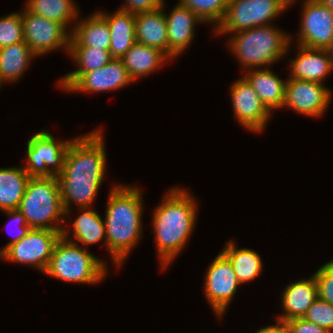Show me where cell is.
I'll list each match as a JSON object with an SVG mask.
<instances>
[{
  "mask_svg": "<svg viewBox=\"0 0 333 333\" xmlns=\"http://www.w3.org/2000/svg\"><path fill=\"white\" fill-rule=\"evenodd\" d=\"M74 0H28L25 8L36 15L62 24L67 30L79 15Z\"/></svg>",
  "mask_w": 333,
  "mask_h": 333,
  "instance_id": "f1b7e54d",
  "label": "cell"
},
{
  "mask_svg": "<svg viewBox=\"0 0 333 333\" xmlns=\"http://www.w3.org/2000/svg\"><path fill=\"white\" fill-rule=\"evenodd\" d=\"M297 44L310 49H327L333 37V11L320 0L302 3Z\"/></svg>",
  "mask_w": 333,
  "mask_h": 333,
  "instance_id": "7c38bea8",
  "label": "cell"
},
{
  "mask_svg": "<svg viewBox=\"0 0 333 333\" xmlns=\"http://www.w3.org/2000/svg\"><path fill=\"white\" fill-rule=\"evenodd\" d=\"M297 57L289 60V78L314 81L324 84L333 70V61L327 49H310L297 46Z\"/></svg>",
  "mask_w": 333,
  "mask_h": 333,
  "instance_id": "e0dca14e",
  "label": "cell"
},
{
  "mask_svg": "<svg viewBox=\"0 0 333 333\" xmlns=\"http://www.w3.org/2000/svg\"><path fill=\"white\" fill-rule=\"evenodd\" d=\"M281 303L284 313L276 319L288 321L294 318H303L310 306L318 298L317 284L312 275L309 279L290 283L281 294Z\"/></svg>",
  "mask_w": 333,
  "mask_h": 333,
  "instance_id": "ac0fdd59",
  "label": "cell"
},
{
  "mask_svg": "<svg viewBox=\"0 0 333 333\" xmlns=\"http://www.w3.org/2000/svg\"><path fill=\"white\" fill-rule=\"evenodd\" d=\"M18 210L30 228L62 232L66 218L57 177H30Z\"/></svg>",
  "mask_w": 333,
  "mask_h": 333,
  "instance_id": "5b68a950",
  "label": "cell"
},
{
  "mask_svg": "<svg viewBox=\"0 0 333 333\" xmlns=\"http://www.w3.org/2000/svg\"><path fill=\"white\" fill-rule=\"evenodd\" d=\"M296 0H290L289 1V7L292 6V4L295 2Z\"/></svg>",
  "mask_w": 333,
  "mask_h": 333,
  "instance_id": "ab89813d",
  "label": "cell"
},
{
  "mask_svg": "<svg viewBox=\"0 0 333 333\" xmlns=\"http://www.w3.org/2000/svg\"><path fill=\"white\" fill-rule=\"evenodd\" d=\"M81 214L76 218L73 226V236L70 237V232L63 229L62 236L74 243L79 242V245L96 244L104 239L106 247V225L100 214L91 207L78 208Z\"/></svg>",
  "mask_w": 333,
  "mask_h": 333,
  "instance_id": "d4e9b609",
  "label": "cell"
},
{
  "mask_svg": "<svg viewBox=\"0 0 333 333\" xmlns=\"http://www.w3.org/2000/svg\"><path fill=\"white\" fill-rule=\"evenodd\" d=\"M320 1L333 11V0H320Z\"/></svg>",
  "mask_w": 333,
  "mask_h": 333,
  "instance_id": "74e56055",
  "label": "cell"
},
{
  "mask_svg": "<svg viewBox=\"0 0 333 333\" xmlns=\"http://www.w3.org/2000/svg\"><path fill=\"white\" fill-rule=\"evenodd\" d=\"M30 176L21 167L0 168V210L18 209Z\"/></svg>",
  "mask_w": 333,
  "mask_h": 333,
  "instance_id": "4316f807",
  "label": "cell"
},
{
  "mask_svg": "<svg viewBox=\"0 0 333 333\" xmlns=\"http://www.w3.org/2000/svg\"><path fill=\"white\" fill-rule=\"evenodd\" d=\"M179 3L189 8L203 22L216 25L215 29L225 16L229 0H179Z\"/></svg>",
  "mask_w": 333,
  "mask_h": 333,
  "instance_id": "f546056e",
  "label": "cell"
},
{
  "mask_svg": "<svg viewBox=\"0 0 333 333\" xmlns=\"http://www.w3.org/2000/svg\"><path fill=\"white\" fill-rule=\"evenodd\" d=\"M303 318L333 333V306L328 302L317 298Z\"/></svg>",
  "mask_w": 333,
  "mask_h": 333,
  "instance_id": "1f68e13d",
  "label": "cell"
},
{
  "mask_svg": "<svg viewBox=\"0 0 333 333\" xmlns=\"http://www.w3.org/2000/svg\"><path fill=\"white\" fill-rule=\"evenodd\" d=\"M244 77L271 113L283 108L287 81L281 80L270 68L249 69Z\"/></svg>",
  "mask_w": 333,
  "mask_h": 333,
  "instance_id": "ffe728a7",
  "label": "cell"
},
{
  "mask_svg": "<svg viewBox=\"0 0 333 333\" xmlns=\"http://www.w3.org/2000/svg\"><path fill=\"white\" fill-rule=\"evenodd\" d=\"M290 0H229L216 35L233 34L257 26H267L289 8Z\"/></svg>",
  "mask_w": 333,
  "mask_h": 333,
  "instance_id": "52a82bcc",
  "label": "cell"
},
{
  "mask_svg": "<svg viewBox=\"0 0 333 333\" xmlns=\"http://www.w3.org/2000/svg\"><path fill=\"white\" fill-rule=\"evenodd\" d=\"M327 51L329 53V56L332 58L333 61V37L330 46L327 48Z\"/></svg>",
  "mask_w": 333,
  "mask_h": 333,
  "instance_id": "f35d334b",
  "label": "cell"
},
{
  "mask_svg": "<svg viewBox=\"0 0 333 333\" xmlns=\"http://www.w3.org/2000/svg\"><path fill=\"white\" fill-rule=\"evenodd\" d=\"M130 78L134 81L140 77L153 74L154 70L171 59L160 49L135 42L120 58Z\"/></svg>",
  "mask_w": 333,
  "mask_h": 333,
  "instance_id": "603a6c76",
  "label": "cell"
},
{
  "mask_svg": "<svg viewBox=\"0 0 333 333\" xmlns=\"http://www.w3.org/2000/svg\"><path fill=\"white\" fill-rule=\"evenodd\" d=\"M107 271L106 262L87 251V247L61 236L44 273L65 282L99 284Z\"/></svg>",
  "mask_w": 333,
  "mask_h": 333,
  "instance_id": "8992f818",
  "label": "cell"
},
{
  "mask_svg": "<svg viewBox=\"0 0 333 333\" xmlns=\"http://www.w3.org/2000/svg\"><path fill=\"white\" fill-rule=\"evenodd\" d=\"M75 25V26H74ZM71 31L69 47L110 48V31L106 20L95 12L87 19L76 21Z\"/></svg>",
  "mask_w": 333,
  "mask_h": 333,
  "instance_id": "7402d4cb",
  "label": "cell"
},
{
  "mask_svg": "<svg viewBox=\"0 0 333 333\" xmlns=\"http://www.w3.org/2000/svg\"><path fill=\"white\" fill-rule=\"evenodd\" d=\"M313 275L317 284L318 298L333 306V260L319 267Z\"/></svg>",
  "mask_w": 333,
  "mask_h": 333,
  "instance_id": "d6a6232c",
  "label": "cell"
},
{
  "mask_svg": "<svg viewBox=\"0 0 333 333\" xmlns=\"http://www.w3.org/2000/svg\"><path fill=\"white\" fill-rule=\"evenodd\" d=\"M68 56L78 68L58 80V87L63 91H67L84 73L104 67L113 59L110 50L96 47H69Z\"/></svg>",
  "mask_w": 333,
  "mask_h": 333,
  "instance_id": "cb8c5ba5",
  "label": "cell"
},
{
  "mask_svg": "<svg viewBox=\"0 0 333 333\" xmlns=\"http://www.w3.org/2000/svg\"><path fill=\"white\" fill-rule=\"evenodd\" d=\"M289 333H330L327 329L320 327L304 318H294L286 321Z\"/></svg>",
  "mask_w": 333,
  "mask_h": 333,
  "instance_id": "d590c367",
  "label": "cell"
},
{
  "mask_svg": "<svg viewBox=\"0 0 333 333\" xmlns=\"http://www.w3.org/2000/svg\"><path fill=\"white\" fill-rule=\"evenodd\" d=\"M5 212L8 217H10L12 220L10 222H13L12 225L16 226L17 225V232L15 233L14 237L12 240H10L3 248L0 250V254L10 245L18 242L22 237H24L29 231L30 227L27 225L24 216L22 213L18 210H9V211H3ZM16 224V225H15ZM8 227V226H7Z\"/></svg>",
  "mask_w": 333,
  "mask_h": 333,
  "instance_id": "836d02e7",
  "label": "cell"
},
{
  "mask_svg": "<svg viewBox=\"0 0 333 333\" xmlns=\"http://www.w3.org/2000/svg\"><path fill=\"white\" fill-rule=\"evenodd\" d=\"M136 186L114 185L106 206V248L120 267L142 234L143 197Z\"/></svg>",
  "mask_w": 333,
  "mask_h": 333,
  "instance_id": "3957f363",
  "label": "cell"
},
{
  "mask_svg": "<svg viewBox=\"0 0 333 333\" xmlns=\"http://www.w3.org/2000/svg\"><path fill=\"white\" fill-rule=\"evenodd\" d=\"M102 130L71 140L62 172L57 176L65 216L74 203L78 208L92 207L106 171V150Z\"/></svg>",
  "mask_w": 333,
  "mask_h": 333,
  "instance_id": "6da1fadb",
  "label": "cell"
},
{
  "mask_svg": "<svg viewBox=\"0 0 333 333\" xmlns=\"http://www.w3.org/2000/svg\"><path fill=\"white\" fill-rule=\"evenodd\" d=\"M234 117L249 131L260 133L268 124L271 112L261 102L245 77L233 82L230 88Z\"/></svg>",
  "mask_w": 333,
  "mask_h": 333,
  "instance_id": "5bb4252c",
  "label": "cell"
},
{
  "mask_svg": "<svg viewBox=\"0 0 333 333\" xmlns=\"http://www.w3.org/2000/svg\"><path fill=\"white\" fill-rule=\"evenodd\" d=\"M221 252L231 262L240 284L253 281L263 269L261 256L247 248H237L234 241H228Z\"/></svg>",
  "mask_w": 333,
  "mask_h": 333,
  "instance_id": "83f0119b",
  "label": "cell"
},
{
  "mask_svg": "<svg viewBox=\"0 0 333 333\" xmlns=\"http://www.w3.org/2000/svg\"><path fill=\"white\" fill-rule=\"evenodd\" d=\"M205 275V297L218 319L222 318L240 283L231 262L222 252L208 266Z\"/></svg>",
  "mask_w": 333,
  "mask_h": 333,
  "instance_id": "8fae6325",
  "label": "cell"
},
{
  "mask_svg": "<svg viewBox=\"0 0 333 333\" xmlns=\"http://www.w3.org/2000/svg\"><path fill=\"white\" fill-rule=\"evenodd\" d=\"M24 41L21 12L0 18V48Z\"/></svg>",
  "mask_w": 333,
  "mask_h": 333,
  "instance_id": "4dcf8cb0",
  "label": "cell"
},
{
  "mask_svg": "<svg viewBox=\"0 0 333 333\" xmlns=\"http://www.w3.org/2000/svg\"><path fill=\"white\" fill-rule=\"evenodd\" d=\"M70 140H57L48 131L34 134L27 142L26 163L22 166L30 177H57L63 170Z\"/></svg>",
  "mask_w": 333,
  "mask_h": 333,
  "instance_id": "ba28073f",
  "label": "cell"
},
{
  "mask_svg": "<svg viewBox=\"0 0 333 333\" xmlns=\"http://www.w3.org/2000/svg\"><path fill=\"white\" fill-rule=\"evenodd\" d=\"M168 34V57L175 59L188 48L194 38L195 24L204 23L189 8L180 3L165 14Z\"/></svg>",
  "mask_w": 333,
  "mask_h": 333,
  "instance_id": "2e32d148",
  "label": "cell"
},
{
  "mask_svg": "<svg viewBox=\"0 0 333 333\" xmlns=\"http://www.w3.org/2000/svg\"><path fill=\"white\" fill-rule=\"evenodd\" d=\"M197 203L184 188H171L154 209L152 228L159 264L166 269L185 248L197 221Z\"/></svg>",
  "mask_w": 333,
  "mask_h": 333,
  "instance_id": "7a4b0ae2",
  "label": "cell"
},
{
  "mask_svg": "<svg viewBox=\"0 0 333 333\" xmlns=\"http://www.w3.org/2000/svg\"><path fill=\"white\" fill-rule=\"evenodd\" d=\"M134 82L122 61L113 58L104 67L84 73L67 92H106L120 90Z\"/></svg>",
  "mask_w": 333,
  "mask_h": 333,
  "instance_id": "9a60e30c",
  "label": "cell"
},
{
  "mask_svg": "<svg viewBox=\"0 0 333 333\" xmlns=\"http://www.w3.org/2000/svg\"><path fill=\"white\" fill-rule=\"evenodd\" d=\"M164 0H125L124 5L119 8L131 13L154 11L163 7Z\"/></svg>",
  "mask_w": 333,
  "mask_h": 333,
  "instance_id": "e575fe53",
  "label": "cell"
},
{
  "mask_svg": "<svg viewBox=\"0 0 333 333\" xmlns=\"http://www.w3.org/2000/svg\"><path fill=\"white\" fill-rule=\"evenodd\" d=\"M284 107L317 118L325 114L332 98L330 89L319 82L300 79H286Z\"/></svg>",
  "mask_w": 333,
  "mask_h": 333,
  "instance_id": "4fadbf2b",
  "label": "cell"
},
{
  "mask_svg": "<svg viewBox=\"0 0 333 333\" xmlns=\"http://www.w3.org/2000/svg\"><path fill=\"white\" fill-rule=\"evenodd\" d=\"M229 39L230 50L243 68H267L284 57L291 44V35L275 25L257 26L238 31Z\"/></svg>",
  "mask_w": 333,
  "mask_h": 333,
  "instance_id": "277c9868",
  "label": "cell"
},
{
  "mask_svg": "<svg viewBox=\"0 0 333 333\" xmlns=\"http://www.w3.org/2000/svg\"><path fill=\"white\" fill-rule=\"evenodd\" d=\"M97 12L109 25L111 56L120 59L136 42L135 14L121 9L113 14Z\"/></svg>",
  "mask_w": 333,
  "mask_h": 333,
  "instance_id": "44dd1931",
  "label": "cell"
},
{
  "mask_svg": "<svg viewBox=\"0 0 333 333\" xmlns=\"http://www.w3.org/2000/svg\"><path fill=\"white\" fill-rule=\"evenodd\" d=\"M62 232L31 228L18 242L8 246L0 259L33 266L45 272Z\"/></svg>",
  "mask_w": 333,
  "mask_h": 333,
  "instance_id": "9c48e42d",
  "label": "cell"
},
{
  "mask_svg": "<svg viewBox=\"0 0 333 333\" xmlns=\"http://www.w3.org/2000/svg\"><path fill=\"white\" fill-rule=\"evenodd\" d=\"M277 324L258 329L255 333H289L286 322L276 319Z\"/></svg>",
  "mask_w": 333,
  "mask_h": 333,
  "instance_id": "8d00e7d4",
  "label": "cell"
},
{
  "mask_svg": "<svg viewBox=\"0 0 333 333\" xmlns=\"http://www.w3.org/2000/svg\"><path fill=\"white\" fill-rule=\"evenodd\" d=\"M36 57L24 41L0 48V87L20 79Z\"/></svg>",
  "mask_w": 333,
  "mask_h": 333,
  "instance_id": "484cf974",
  "label": "cell"
},
{
  "mask_svg": "<svg viewBox=\"0 0 333 333\" xmlns=\"http://www.w3.org/2000/svg\"><path fill=\"white\" fill-rule=\"evenodd\" d=\"M154 11L135 14L136 42L160 49L168 56L167 23L164 15L165 5Z\"/></svg>",
  "mask_w": 333,
  "mask_h": 333,
  "instance_id": "d6986e66",
  "label": "cell"
},
{
  "mask_svg": "<svg viewBox=\"0 0 333 333\" xmlns=\"http://www.w3.org/2000/svg\"><path fill=\"white\" fill-rule=\"evenodd\" d=\"M21 12L24 42L36 56L46 55L60 48L69 52L71 31L62 24L33 14L24 8Z\"/></svg>",
  "mask_w": 333,
  "mask_h": 333,
  "instance_id": "30bf717a",
  "label": "cell"
}]
</instances>
